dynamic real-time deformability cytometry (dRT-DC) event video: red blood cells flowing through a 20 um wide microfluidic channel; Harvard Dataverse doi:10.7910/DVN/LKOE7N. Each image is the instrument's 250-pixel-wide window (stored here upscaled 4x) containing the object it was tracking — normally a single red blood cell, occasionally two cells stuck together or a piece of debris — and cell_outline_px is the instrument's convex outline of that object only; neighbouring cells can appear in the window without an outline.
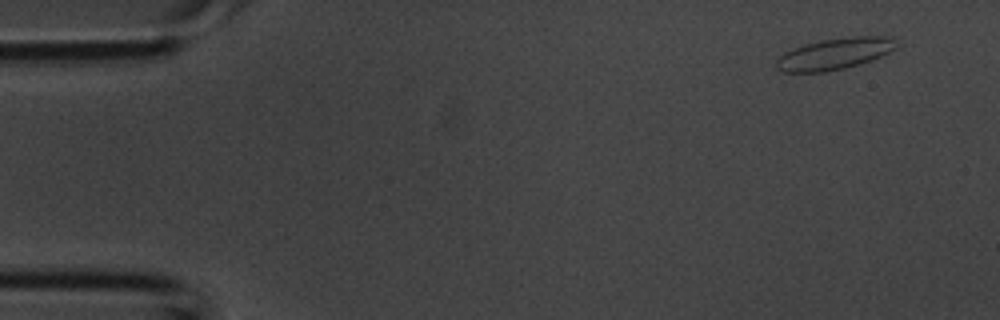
{"species": "common noctule bat (a hibernating species)", "species_latin": "Nyctalus noctula", "temperature_condition": "room temperature", "stored_images_in_passage": 3, "camera_frame_rate_fps": 3000, "um_per_image_px": 0.085, "animal": {"sex": "male", "body_mass_g": 20.1, "forearm_length_mm": 53.5}, "frame": {"image": 1, "passage_image": 1, "time_ms": 0.0, "image_size_px": [1000, 320], "cell_outline_px": [[896, 48], [872, 60], [860, 64], [844, 68], [824, 72], [784, 72], [776, 68], [776, 60], [784, 52], [792, 48], [804, 44], [820, 40], [852, 36], [884, 36], [896, 40]], "centroid_in_image_um": [70.91, 4.57], "position_along_channel_um": 14.1, "area_um2": 21.96}}